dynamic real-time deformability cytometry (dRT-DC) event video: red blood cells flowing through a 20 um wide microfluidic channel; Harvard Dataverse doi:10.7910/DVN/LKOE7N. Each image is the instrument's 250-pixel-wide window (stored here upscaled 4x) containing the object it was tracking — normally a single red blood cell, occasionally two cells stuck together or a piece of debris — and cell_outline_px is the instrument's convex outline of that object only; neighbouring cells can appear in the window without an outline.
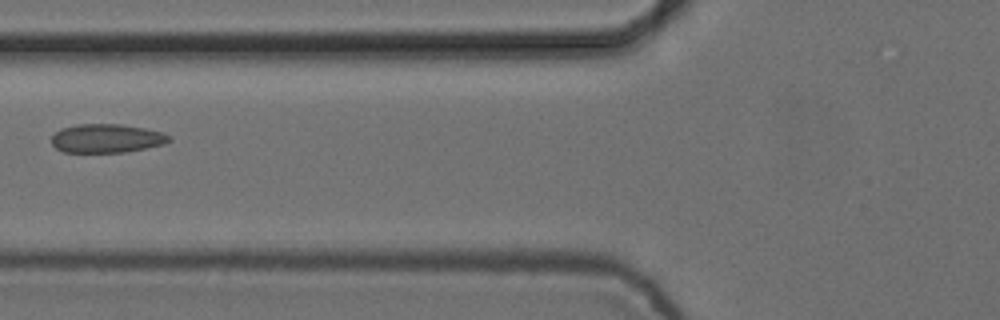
{"species": "common noctule bat (a hibernating species)", "species_latin": "Nyctalus noctula", "temperature_condition": "cold", "stored_images_in_passage": 5, "camera_frame_rate_fps": 3000, "um_per_image_px": 0.085, "animal": {"sex": "female", "body_mass_g": 24.6, "forearm_length_mm": 56.2}, "frame": {"image": 1, "passage_image": 5, "time_ms": 1.333, "image_size_px": [1000, 320], "cell_outline_px": [[172, 140], [164, 144], [128, 152], [64, 152], [56, 148], [52, 144], [52, 136], [60, 128], [76, 124], [124, 124], [144, 128], [160, 132], [172, 136]], "centroid_in_image_um": [9.08, 11.76], "position_along_channel_um": 116.7, "area_um2": 19.83}}